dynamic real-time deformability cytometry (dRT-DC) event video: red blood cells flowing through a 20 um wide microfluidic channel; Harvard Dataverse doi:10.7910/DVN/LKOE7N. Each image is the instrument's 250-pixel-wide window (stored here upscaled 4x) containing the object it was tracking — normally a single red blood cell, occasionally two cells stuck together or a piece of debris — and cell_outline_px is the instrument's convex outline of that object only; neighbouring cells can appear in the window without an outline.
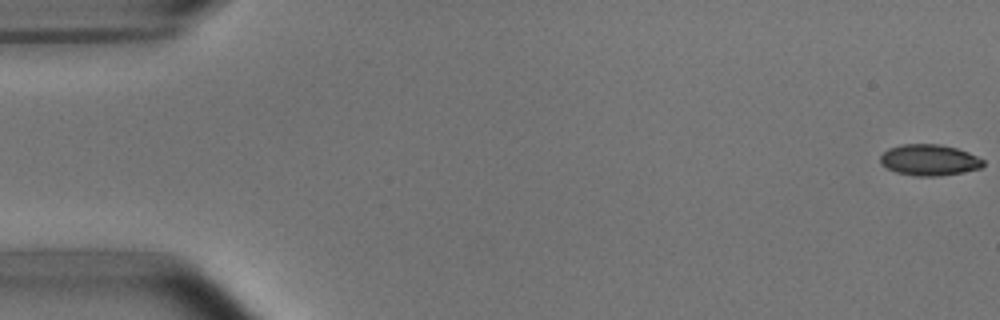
{"species": "common noctule bat (a hibernating species)", "species_latin": "Nyctalus noctula", "temperature_condition": "room temperature", "stored_images_in_passage": 53, "camera_frame_rate_fps": 3000, "um_per_image_px": 0.085, "animal": {"sex": "male", "body_mass_g": 15.6}, "frame": {"image": 1, "passage_image": 1, "time_ms": 0.0, "image_size_px": [1000, 320], "cell_outline_px": [[984, 164], [980, 168], [940, 176], [916, 176], [896, 172], [880, 164], [880, 156], [888, 148], [904, 144], [940, 144], [956, 148], [968, 152], [984, 160]], "centroid_in_image_um": [78.97, 13.59], "position_along_channel_um": 6.0, "area_um2": 18.55}}
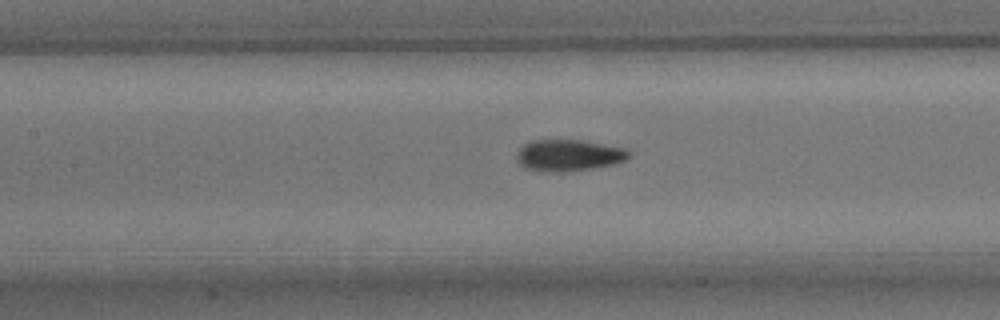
{"frame": {"image": 2, "passage_image": 24, "time_ms": 7.667, "image_size_px": [1000, 320], "cell_outline_px": [[628, 156], [624, 160], [612, 164], [592, 168], [568, 172], [540, 172], [524, 168], [516, 160], [516, 152], [528, 140], [580, 140], [624, 148], [628, 152]], "centroid_in_image_um": [48.23, 13.21], "position_along_channel_um": 159.2, "area_um2": 20.63}}
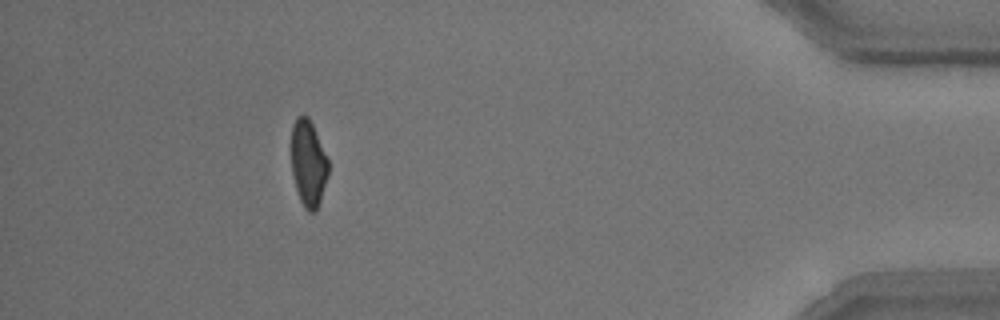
{"frame": {"image": 3, "passage_image": 48, "time_ms": 15.667, "image_size_px": [1000, 320], "cell_outline_px": [[328, 172], [320, 200], [316, 212], [308, 212], [304, 208], [300, 200], [296, 188], [292, 172], [288, 148], [288, 144], [292, 124], [296, 116], [308, 116], [312, 124], [328, 160]], "centroid_in_image_um": [26.13, 13.83], "position_along_channel_um": 409.1, "area_um2": 19.07}, "authors_computed_cell_mechanics": {"area_um2": 19.7098, "velocity_mm_per_s": 3.8235, "shape_relaxation_time_tau1_ms": 2.4929, "shape_relaxation_time_tau2_ms": 1.6856, "deformation_change_tau1": 0.1059, "deformation_change_tau2": 0.057}}